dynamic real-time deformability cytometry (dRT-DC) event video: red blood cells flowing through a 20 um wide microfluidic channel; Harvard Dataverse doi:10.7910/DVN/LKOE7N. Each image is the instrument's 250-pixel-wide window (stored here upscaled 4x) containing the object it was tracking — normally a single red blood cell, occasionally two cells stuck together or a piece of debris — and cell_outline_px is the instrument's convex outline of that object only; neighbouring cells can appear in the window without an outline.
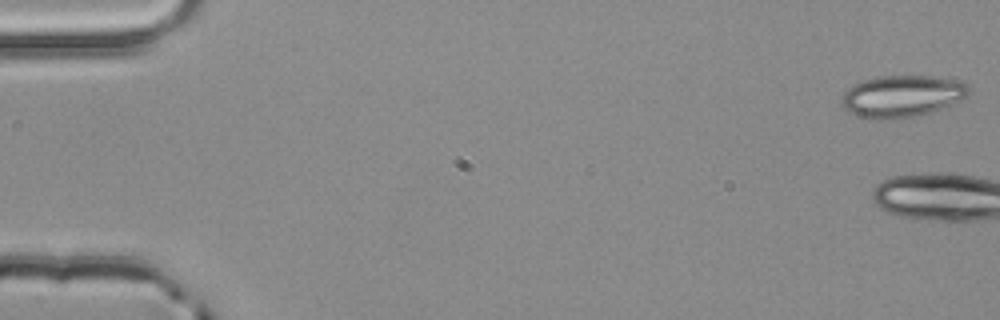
{"species": "common noctule bat (a hibernating species)", "species_latin": "Nyctalus noctula", "temperature_condition": "room temperature", "stored_images_in_passage": 4, "camera_frame_rate_fps": 3000, "um_per_image_px": 0.085, "animal": {"sex": "male", "body_mass_g": 20.4}, "frame": {"image": 1, "passage_image": 1, "time_ms": 0.0, "image_size_px": [1000, 320], "cell_outline_px": [[972, 92], [960, 100], [940, 108], [928, 112], [912, 116], [888, 120], [860, 116], [844, 108], [840, 104], [840, 100], [844, 92], [848, 88], [864, 80], [876, 76], [932, 76], [952, 80], [968, 84]], "centroid_in_image_um": [76.65, 8.16], "position_along_channel_um": 8.3, "area_um2": 30.52}}